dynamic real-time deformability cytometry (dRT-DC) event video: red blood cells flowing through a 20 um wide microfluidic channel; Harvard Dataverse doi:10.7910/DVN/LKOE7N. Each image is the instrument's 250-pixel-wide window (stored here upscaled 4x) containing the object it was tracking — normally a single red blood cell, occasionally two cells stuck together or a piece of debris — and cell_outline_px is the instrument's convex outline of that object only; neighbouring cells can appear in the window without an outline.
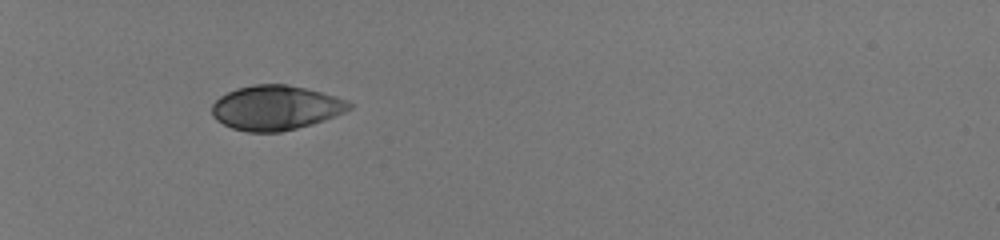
{"species": "human", "species_latin": "Homo sapiens", "temperature_condition": "room temperature", "stored_images_in_passage": 34, "camera_frame_rate_fps": 3000, "um_per_image_px": 0.085, "donor": {"sex": "male"}, "frame": {"image": 1, "passage_image": 1, "time_ms": 0.0, "image_size_px": [1000, 240], "cell_outline_px": [[352, 104], [348, 108], [340, 112], [320, 120], [308, 124], [276, 132], [252, 132], [232, 128], [224, 124], [212, 112], [212, 104], [220, 96], [228, 92], [240, 88], [260, 84], [284, 84], [304, 88]], "centroid_in_image_um": [23.31, 9.15], "position_along_channel_um": 61.7, "area_um2": 33.81}}
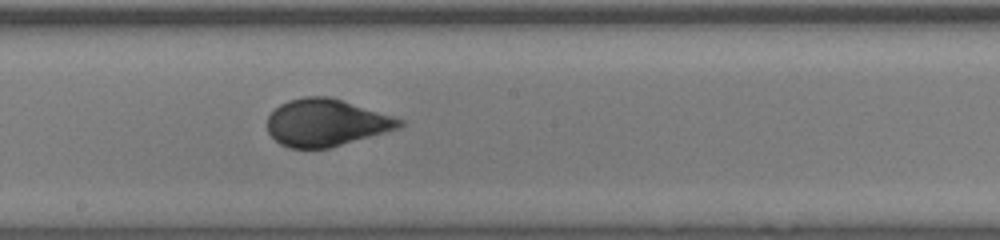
{"frame": {"image": 2, "passage_image": 15, "time_ms": 4.667, "image_size_px": [1000, 240], "cell_outline_px": [[400, 124], [392, 128], [328, 148], [292, 148], [276, 140], [268, 132], [268, 116], [276, 108], [292, 100], [316, 96], [324, 96], [340, 100], [400, 120]], "centroid_in_image_um": [27.58, 10.43], "position_along_channel_um": 220.6, "area_um2": 34.04}}
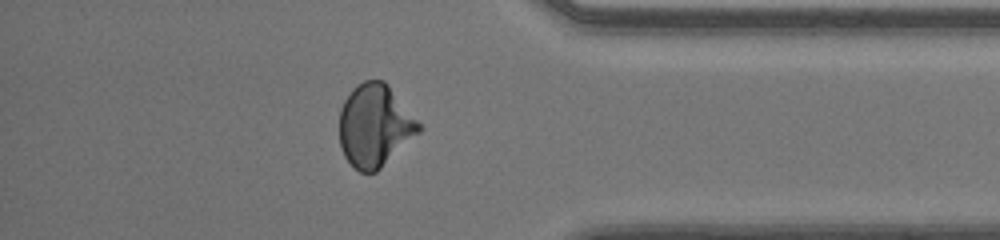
{"frame": {"image": 3, "passage_image": 29, "time_ms": 9.333, "image_size_px": [1000, 240], "cell_outline_px": [[420, 132], [376, 172], [360, 172], [344, 156], [340, 144], [340, 112], [348, 96], [364, 80], [380, 80], [388, 88], [420, 124]], "centroid_in_image_um": [31.83, 10.74], "position_along_channel_um": 403.4, "area_um2": 36.7}, "authors_computed_cell_mechanics": {"area_um2": 35.0268, "velocity_mm_per_s": 4.0933, "shape_relaxation_time_tau1_ms": 4.1369, "shape_relaxation_time_tau2_ms": null, "deformation_change_tau1": 0.1791, "deformation_change_tau2": null}}